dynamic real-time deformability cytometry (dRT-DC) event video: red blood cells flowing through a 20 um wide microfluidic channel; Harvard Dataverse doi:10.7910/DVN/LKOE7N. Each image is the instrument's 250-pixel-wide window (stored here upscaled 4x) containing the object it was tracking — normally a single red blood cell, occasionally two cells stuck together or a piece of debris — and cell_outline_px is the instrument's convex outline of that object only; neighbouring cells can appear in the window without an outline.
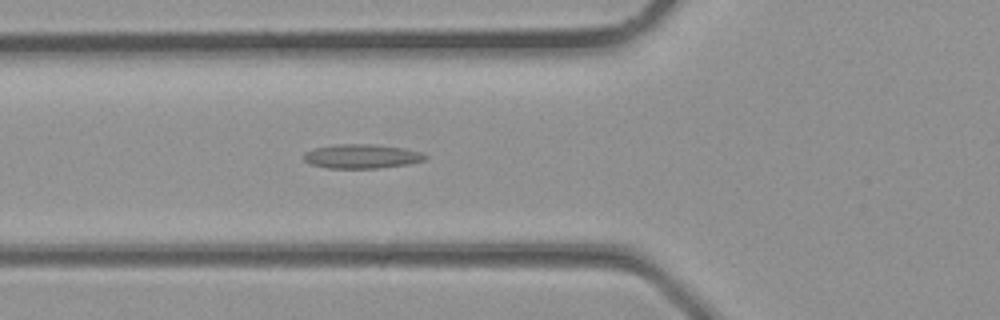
{"species": "common noctule bat (a hibernating species)", "species_latin": "Nyctalus noctula", "temperature_condition": "room temperature", "stored_images_in_passage": 34, "camera_frame_rate_fps": 3000, "um_per_image_px": 0.085, "animal": {"sex": "male", "body_mass_g": 23.1, "forearm_length_mm": 52.7}, "frame": {"image": 1, "passage_image": 12, "time_ms": 3.667, "image_size_px": [1000, 320], "cell_outline_px": [[428, 156], [424, 160], [408, 164], [376, 168], [328, 168], [312, 164], [304, 160], [304, 152], [312, 148], [336, 144], [372, 144], [404, 148], [420, 152]], "centroid_in_image_um": [30.72, 13.28], "position_along_channel_um": 95.1, "area_um2": 17.05}}
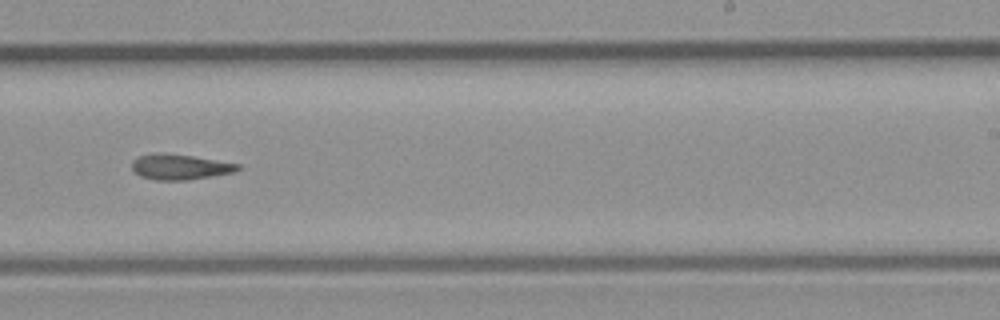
{"frame": {"image": 2, "passage_image": 21, "time_ms": 6.667, "image_size_px": [1000, 320], "cell_outline_px": [[240, 168], [232, 172], [212, 176], [188, 180], [156, 180], [140, 176], [132, 168], [132, 160], [136, 156], [156, 152], [164, 152], [192, 156], [240, 164]], "centroid_in_image_um": [15.24, 14.17], "position_along_channel_um": 273.8, "area_um2": 15.72}}
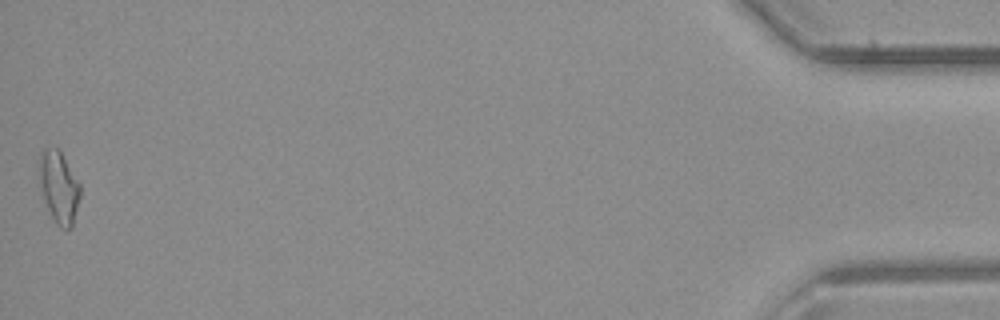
{"frame": {"image": 3, "passage_image": 34, "time_ms": 11.0, "image_size_px": [1000, 320], "cell_outline_px": [[80, 196], [72, 228], [60, 228], [56, 224], [44, 200], [40, 184], [40, 152], [44, 148], [56, 148], [60, 152], [80, 184]], "centroid_in_image_um": [5.02, 15.93], "position_along_channel_um": 430.2, "area_um2": 16.7}}